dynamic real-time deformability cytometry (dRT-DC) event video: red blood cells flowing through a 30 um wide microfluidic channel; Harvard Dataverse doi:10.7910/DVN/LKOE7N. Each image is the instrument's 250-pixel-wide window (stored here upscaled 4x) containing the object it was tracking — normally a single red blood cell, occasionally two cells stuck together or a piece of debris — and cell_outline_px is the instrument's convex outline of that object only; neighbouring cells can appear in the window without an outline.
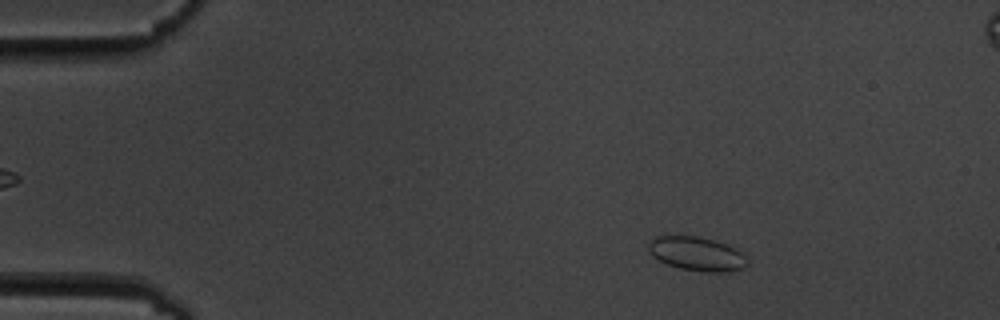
{"species": "common noctule bat (a hibernating species)", "species_latin": "Nyctalus noctula", "temperature_condition": "cold", "stored_images_in_passage": 9, "camera_frame_rate_fps": 3000, "um_per_image_px": 0.085, "animal": {"sex": "male", "body_mass_g": 19.5, "forearm_length_mm": 54.6}, "frame": {"image": 1, "passage_image": 2, "time_ms": 1.333, "image_size_px": [1000, 320], "cell_outline_px": [[748, 264], [744, 268], [728, 272], [704, 272], [680, 268], [668, 264], [652, 256], [648, 252], [648, 240], [656, 236], [696, 236], [716, 240], [736, 248], [744, 252], [748, 260]], "centroid_in_image_um": [59.26, 21.57], "position_along_channel_um": 25.7, "area_um2": 19.88}}
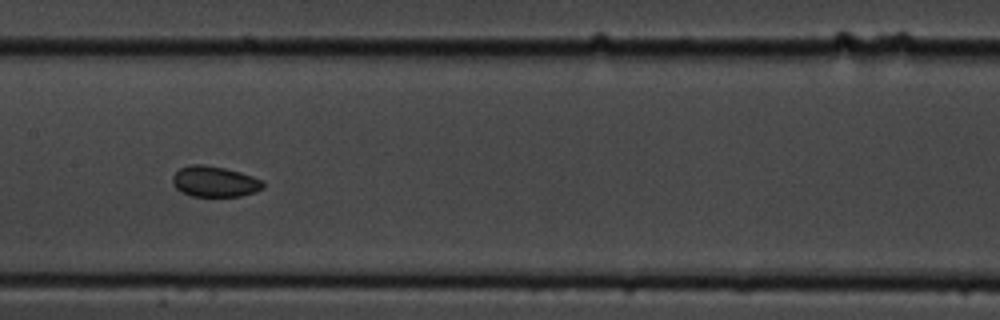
{"frame": {"image": 2, "passage_image": 7, "time_ms": 8.0, "image_size_px": [1000, 320], "cell_outline_px": [[264, 188], [256, 192], [240, 196], [192, 196], [176, 188], [172, 180], [172, 176], [180, 168], [188, 164], [204, 164], [224, 168], [240, 172], [264, 180]], "centroid_in_image_um": [18.27, 15.42], "position_along_channel_um": 189.1, "area_um2": 16.24}}
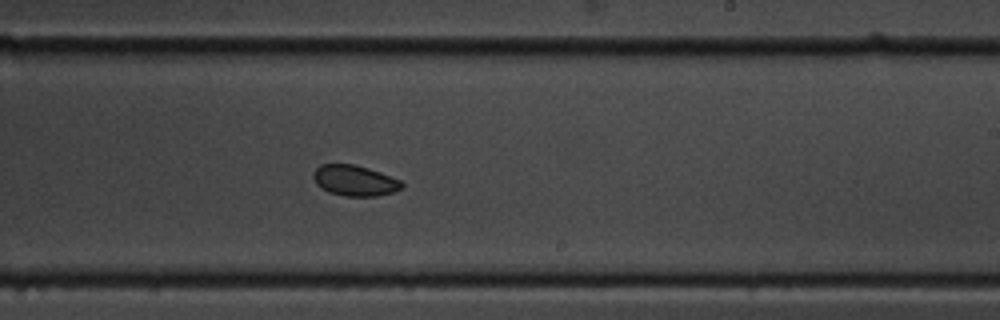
{"frame": {"image": 3, "passage_image": 9, "time_ms": 10.0, "image_size_px": [1000, 320], "cell_outline_px": [[404, 184], [400, 188], [392, 192], [376, 196], [344, 196], [328, 192], [320, 188], [316, 184], [312, 176], [312, 172], [320, 164], [352, 164], [368, 168], [380, 172], [400, 180]], "centroid_in_image_um": [30.09, 15.34], "position_along_channel_um": 258.9, "area_um2": 15.84}}